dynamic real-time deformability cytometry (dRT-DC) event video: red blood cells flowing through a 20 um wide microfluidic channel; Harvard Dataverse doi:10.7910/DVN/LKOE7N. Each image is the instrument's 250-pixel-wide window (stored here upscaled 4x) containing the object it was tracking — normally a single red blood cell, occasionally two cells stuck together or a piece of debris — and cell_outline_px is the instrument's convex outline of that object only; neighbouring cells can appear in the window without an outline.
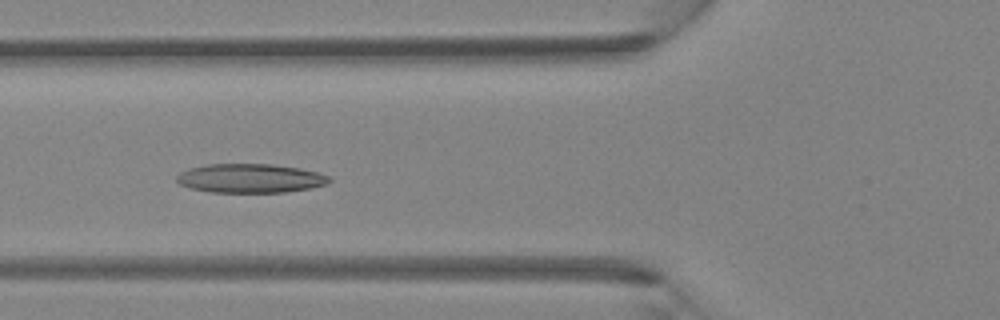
{"species": "Egyptian fruit bat (a non-hibernating species)", "species_latin": "Rousettus aegyptiacus", "temperature_condition": "room temperature", "stored_images_in_passage": 4, "camera_frame_rate_fps": 3000, "um_per_image_px": 0.085, "animal": {"sex": "female"}, "frame": {"image": 1, "passage_image": 4, "time_ms": 1.0, "image_size_px": [1000, 320], "cell_outline_px": [[332, 180], [328, 184], [312, 188], [284, 192], [208, 192], [192, 188], [180, 184], [176, 180], [176, 176], [180, 172], [188, 168], [208, 164], [272, 164], [300, 168], [320, 172], [328, 176]], "centroid_in_image_um": [21.3, 15.15], "position_along_channel_um": 104.5, "area_um2": 25.95}}